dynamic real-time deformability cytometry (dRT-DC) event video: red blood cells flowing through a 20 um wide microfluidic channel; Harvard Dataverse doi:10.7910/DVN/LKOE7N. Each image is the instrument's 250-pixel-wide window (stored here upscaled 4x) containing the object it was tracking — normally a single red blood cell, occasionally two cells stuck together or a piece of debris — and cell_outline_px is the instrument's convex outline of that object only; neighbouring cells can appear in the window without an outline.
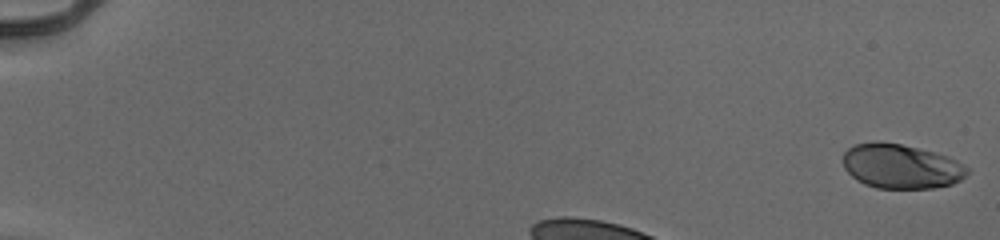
{"species": "human", "species_latin": "Homo sapiens", "temperature_condition": "cold", "stored_images_in_passage": 35, "camera_frame_rate_fps": 3000, "um_per_image_px": 0.085, "donor": {"sex": "male"}, "frame": {"image": 1, "passage_image": 1, "time_ms": 0.0, "image_size_px": [1000, 240], "cell_outline_px": [[968, 172], [960, 180], [952, 184], [932, 188], [876, 188], [864, 184], [856, 180], [844, 168], [844, 152], [848, 148], [856, 144], [900, 144], [948, 156], [964, 164], [968, 168]], "centroid_in_image_um": [76.61, 14.18], "position_along_channel_um": 8.4, "area_um2": 31.5}}
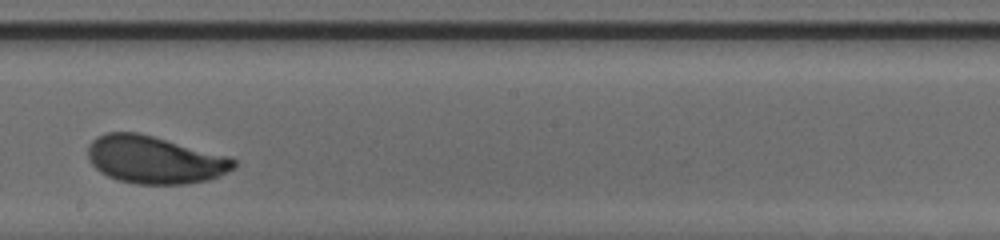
{"frame": {"image": 2, "passage_image": 23, "time_ms": 7.333, "image_size_px": [1000, 240], "cell_outline_px": [[236, 168], [220, 176], [208, 180], [188, 184], [136, 184], [120, 180], [108, 176], [100, 172], [88, 160], [88, 144], [96, 136], [108, 132], [136, 132], [232, 156], [236, 160]], "centroid_in_image_um": [13.18, 13.58], "position_along_channel_um": 235.0, "area_um2": 40.81}}
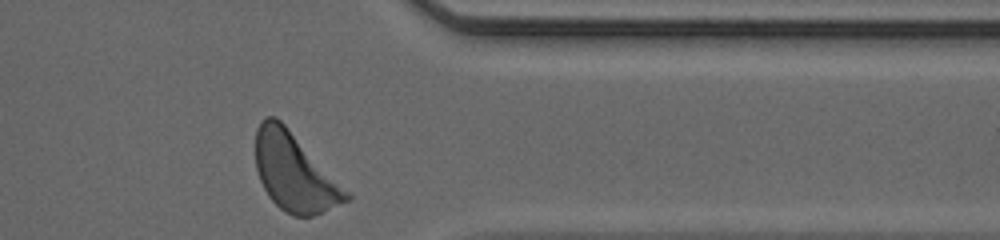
{"frame": {"image": 3, "passage_image": 35, "time_ms": 11.333, "image_size_px": [1000, 240], "cell_outline_px": [[352, 200], [312, 216], [292, 216], [284, 212], [268, 196], [260, 180], [256, 168], [256, 128], [260, 120], [264, 116], [276, 116], [284, 124], [352, 196]], "centroid_in_image_um": [25.0, 14.66], "position_along_channel_um": 386.4, "area_um2": 40.58}, "authors_computed_cell_mechanics": {"area_um2": 39.882, "velocity_mm_per_s": 3.9102, "shape_relaxation_time_tau1_ms": 2.2296, "shape_relaxation_time_tau2_ms": null, "deformation_change_tau1": 0.1304, "deformation_change_tau2": null}}